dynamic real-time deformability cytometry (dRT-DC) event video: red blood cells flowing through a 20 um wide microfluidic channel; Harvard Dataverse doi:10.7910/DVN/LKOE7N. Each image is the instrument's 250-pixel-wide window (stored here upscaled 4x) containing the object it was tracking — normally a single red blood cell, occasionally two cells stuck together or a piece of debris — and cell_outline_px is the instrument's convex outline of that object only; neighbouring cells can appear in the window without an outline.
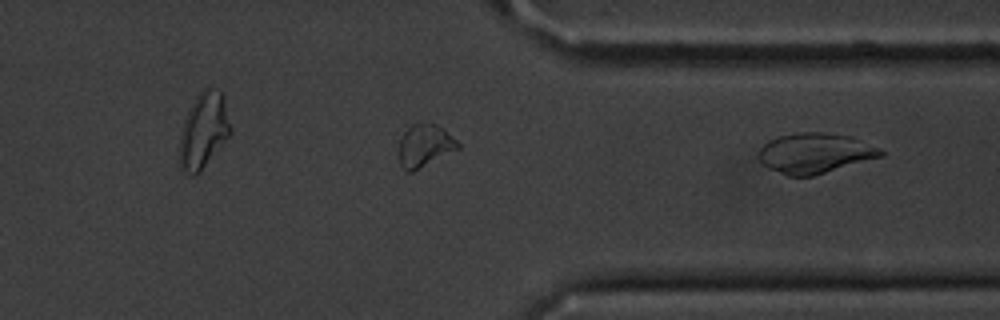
{"species": "common noctule bat (a hibernating species)", "species_latin": "Nyctalus noctula", "temperature_condition": "cold", "stored_images_in_passage": 29, "segment_of_instrument_passage": [2, 2], "camera_frame_rate_fps": 3000, "um_per_image_px": 0.085, "animal": {"sex": "male", "body_mass_g": 20.1, "forearm_length_mm": 53.5}, "frame": {"image": 1, "passage_image": 29, "time_ms": 9.333, "image_size_px": [1000, 320], "cell_outline_px": [[884, 156], [812, 176], [788, 176], [764, 164], [760, 160], [760, 148], [768, 140], [780, 136], [796, 132], [824, 132], [852, 136], [880, 148], [884, 152]], "centroid_in_image_um": [69.33, 13.0], "position_along_channel_um": 342.1, "area_um2": 28.38}}